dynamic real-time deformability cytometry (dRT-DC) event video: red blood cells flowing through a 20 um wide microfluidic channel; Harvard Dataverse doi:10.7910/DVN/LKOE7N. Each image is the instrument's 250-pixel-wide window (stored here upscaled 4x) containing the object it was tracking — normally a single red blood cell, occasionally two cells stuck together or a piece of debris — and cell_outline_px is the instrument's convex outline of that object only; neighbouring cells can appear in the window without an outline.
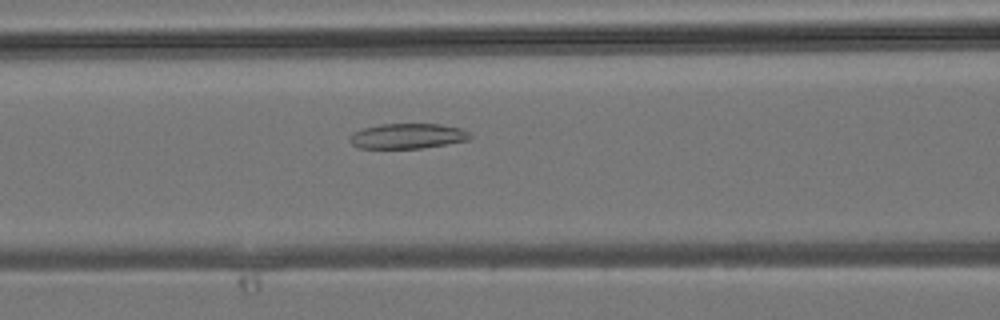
{"species": "common noctule bat (a hibernating species)", "species_latin": "Nyctalus noctula", "temperature_condition": "room temperature", "stored_images_in_passage": 31, "camera_frame_rate_fps": 3000, "um_per_image_px": 0.085, "animal": {"sex": "male", "body_mass_g": 19.2, "forearm_length_mm": 51.8}, "frame": {"image": 1, "passage_image": 13, "time_ms": 4.0, "image_size_px": [1000, 320], "cell_outline_px": [[472, 136], [468, 140], [420, 148], [360, 148], [352, 144], [348, 140], [348, 136], [352, 132], [364, 128], [380, 124], [440, 124], [460, 128], [468, 132]], "centroid_in_image_um": [34.59, 11.56], "position_along_channel_um": 132.0, "area_um2": 17.57}}
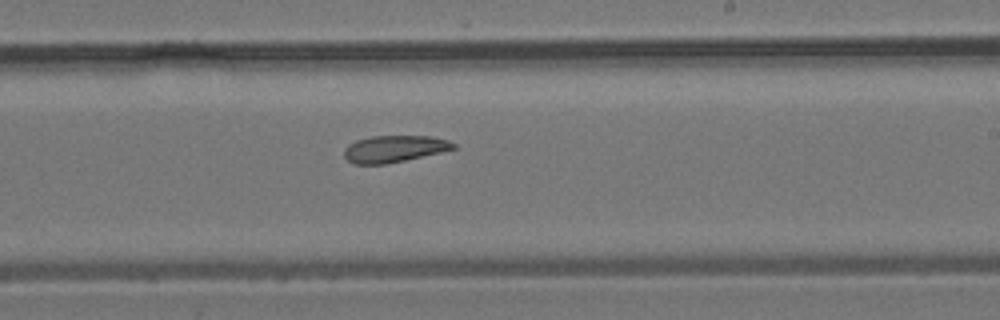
{"frame": {"image": 2, "passage_image": 20, "time_ms": 6.333, "image_size_px": [1000, 320], "cell_outline_px": [[456, 148], [440, 152], [404, 160], [384, 164], [352, 164], [344, 156], [344, 148], [348, 144], [356, 140], [372, 136], [432, 136], [448, 140], [456, 144]], "centroid_in_image_um": [33.48, 12.64], "position_along_channel_um": 255.5, "area_um2": 16.99}}
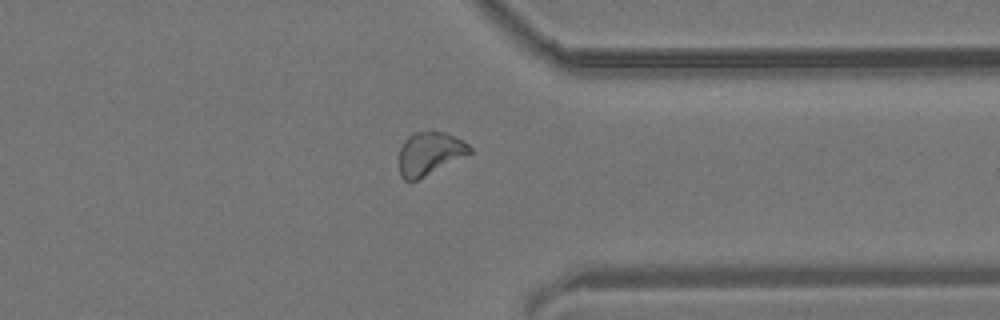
{"frame": {"image": 3, "passage_image": 27, "time_ms": 8.667, "image_size_px": [1000, 320], "cell_outline_px": [[472, 152], [416, 180], [404, 180], [400, 176], [400, 148], [404, 140], [412, 132], [444, 132], [464, 140], [472, 148]], "centroid_in_image_um": [36.51, 13.02], "position_along_channel_um": 374.9, "area_um2": 17.4}}